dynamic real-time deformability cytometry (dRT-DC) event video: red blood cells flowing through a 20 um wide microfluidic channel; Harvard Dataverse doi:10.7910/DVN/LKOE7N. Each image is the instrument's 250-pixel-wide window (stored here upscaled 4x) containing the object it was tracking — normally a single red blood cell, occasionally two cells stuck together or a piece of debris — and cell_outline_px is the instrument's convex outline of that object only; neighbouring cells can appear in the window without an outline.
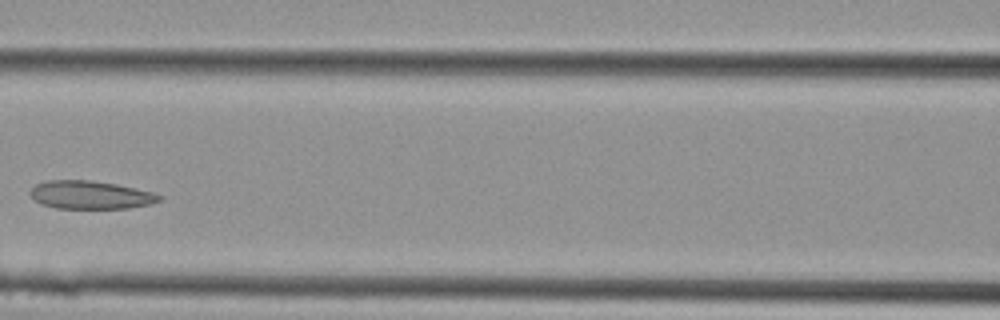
{"species": "Egyptian fruit bat (a non-hibernating species)", "species_latin": "Rousettus aegyptiacus", "temperature_condition": "cold", "stored_images_in_passage": 14, "camera_frame_rate_fps": 3000, "um_per_image_px": 0.085, "animal": {"sex": "female"}, "frame": {"image": 1, "passage_image": 8, "time_ms": 2.333, "image_size_px": [1000, 320], "cell_outline_px": [[164, 196], [160, 200], [148, 204], [128, 208], [56, 208], [44, 204], [36, 200], [28, 192], [36, 184], [48, 180], [92, 180], [116, 184], [152, 192]], "centroid_in_image_um": [7.69, 16.56], "position_along_channel_um": 158.9, "area_um2": 20.92}}
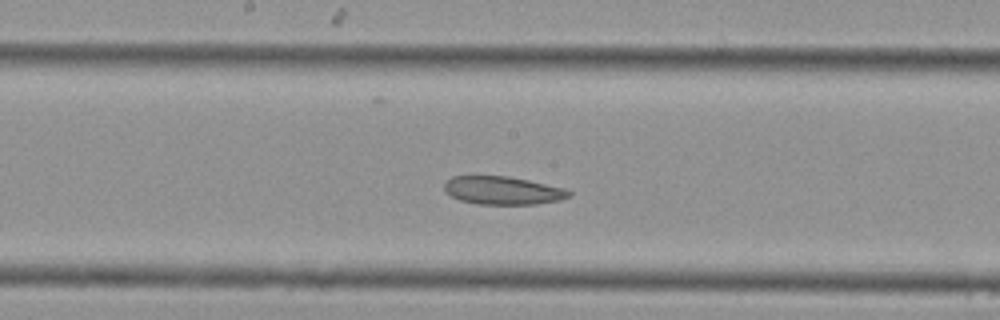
{"frame": {"image": 2, "passage_image": 10, "time_ms": 3.0, "image_size_px": [1000, 320], "cell_outline_px": [[572, 196], [560, 200], [536, 204], [476, 204], [460, 200], [444, 192], [444, 184], [452, 176], [508, 176], [528, 180], [564, 188], [572, 192]], "centroid_in_image_um": [42.74, 16.19], "position_along_channel_um": 205.5, "area_um2": 20.46}}
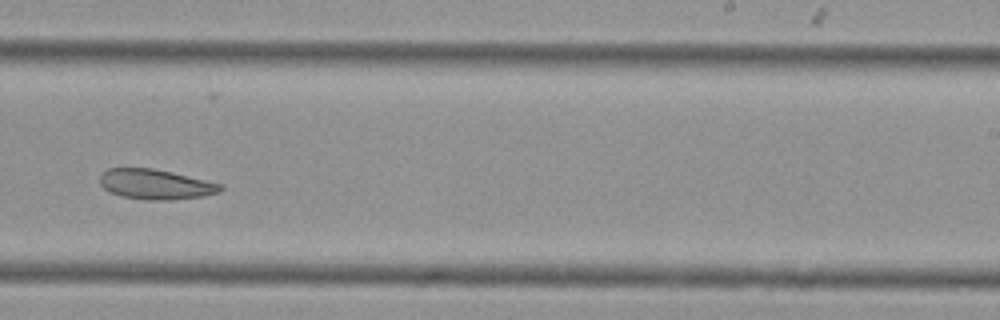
{"frame": {"image": 3, "passage_image": 13, "time_ms": 4.0, "image_size_px": [1000, 320], "cell_outline_px": [[224, 188], [220, 192], [204, 196], [168, 200], [148, 200], [120, 196], [104, 188], [100, 184], [100, 176], [108, 168], [152, 168], [172, 172], [224, 184]], "centroid_in_image_um": [13.27, 15.67], "position_along_channel_um": 275.7, "area_um2": 21.15}}